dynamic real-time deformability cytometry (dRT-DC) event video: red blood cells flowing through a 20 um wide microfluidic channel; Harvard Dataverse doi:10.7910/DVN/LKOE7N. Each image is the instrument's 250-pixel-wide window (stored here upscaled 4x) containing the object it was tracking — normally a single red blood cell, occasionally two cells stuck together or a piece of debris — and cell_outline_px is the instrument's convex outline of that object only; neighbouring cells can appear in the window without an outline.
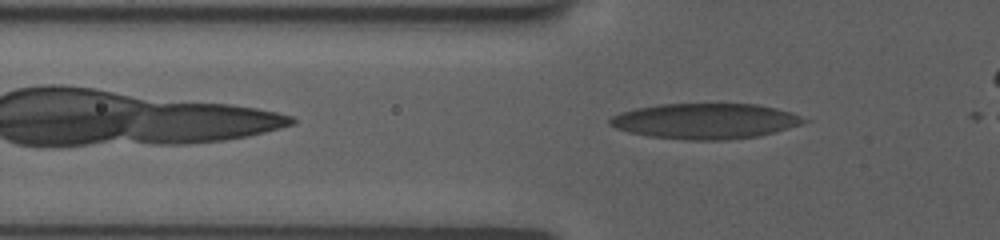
{"species": "human", "species_latin": "Homo sapiens", "temperature_condition": "room temperature", "stored_images_in_passage": 4, "camera_frame_rate_fps": 3000, "um_per_image_px": 0.085, "donor": {"sex": "female"}, "frame": {"image": 1, "passage_image": 2, "time_ms": 0.333, "image_size_px": [1000, 240], "cell_outline_px": [[812, 120], [788, 128], [760, 136], [728, 140], [684, 140], [648, 136], [628, 132], [616, 128], [608, 124], [608, 120], [612, 116], [620, 112], [636, 108], [660, 104], [756, 104], [776, 108], [792, 112]], "centroid_in_image_um": [59.96, 10.3], "position_along_channel_um": 65.8, "area_um2": 40.4}}